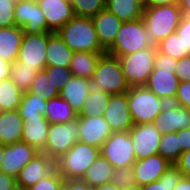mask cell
Returning <instances> with one entry per match:
<instances>
[{
    "label": "cell",
    "instance_id": "cell-53",
    "mask_svg": "<svg viewBox=\"0 0 190 190\" xmlns=\"http://www.w3.org/2000/svg\"><path fill=\"white\" fill-rule=\"evenodd\" d=\"M179 0H147L146 7L165 6L170 4H178Z\"/></svg>",
    "mask_w": 190,
    "mask_h": 190
},
{
    "label": "cell",
    "instance_id": "cell-3",
    "mask_svg": "<svg viewBox=\"0 0 190 190\" xmlns=\"http://www.w3.org/2000/svg\"><path fill=\"white\" fill-rule=\"evenodd\" d=\"M91 83L94 88L111 95L126 93L128 85L118 57L105 53L99 59Z\"/></svg>",
    "mask_w": 190,
    "mask_h": 190
},
{
    "label": "cell",
    "instance_id": "cell-54",
    "mask_svg": "<svg viewBox=\"0 0 190 190\" xmlns=\"http://www.w3.org/2000/svg\"><path fill=\"white\" fill-rule=\"evenodd\" d=\"M178 6L182 12V15L190 19V0H179Z\"/></svg>",
    "mask_w": 190,
    "mask_h": 190
},
{
    "label": "cell",
    "instance_id": "cell-21",
    "mask_svg": "<svg viewBox=\"0 0 190 190\" xmlns=\"http://www.w3.org/2000/svg\"><path fill=\"white\" fill-rule=\"evenodd\" d=\"M101 46L107 50L120 30L122 21L106 9L91 17Z\"/></svg>",
    "mask_w": 190,
    "mask_h": 190
},
{
    "label": "cell",
    "instance_id": "cell-36",
    "mask_svg": "<svg viewBox=\"0 0 190 190\" xmlns=\"http://www.w3.org/2000/svg\"><path fill=\"white\" fill-rule=\"evenodd\" d=\"M158 154L171 164H176L182 154L176 132L168 133L161 137Z\"/></svg>",
    "mask_w": 190,
    "mask_h": 190
},
{
    "label": "cell",
    "instance_id": "cell-32",
    "mask_svg": "<svg viewBox=\"0 0 190 190\" xmlns=\"http://www.w3.org/2000/svg\"><path fill=\"white\" fill-rule=\"evenodd\" d=\"M47 100L30 94L28 91L21 96L18 112L23 120L33 117H45Z\"/></svg>",
    "mask_w": 190,
    "mask_h": 190
},
{
    "label": "cell",
    "instance_id": "cell-31",
    "mask_svg": "<svg viewBox=\"0 0 190 190\" xmlns=\"http://www.w3.org/2000/svg\"><path fill=\"white\" fill-rule=\"evenodd\" d=\"M110 98L111 94L93 87L84 101L83 108L78 114V117L103 116Z\"/></svg>",
    "mask_w": 190,
    "mask_h": 190
},
{
    "label": "cell",
    "instance_id": "cell-52",
    "mask_svg": "<svg viewBox=\"0 0 190 190\" xmlns=\"http://www.w3.org/2000/svg\"><path fill=\"white\" fill-rule=\"evenodd\" d=\"M12 63L5 61L0 57V81L10 77V68Z\"/></svg>",
    "mask_w": 190,
    "mask_h": 190
},
{
    "label": "cell",
    "instance_id": "cell-5",
    "mask_svg": "<svg viewBox=\"0 0 190 190\" xmlns=\"http://www.w3.org/2000/svg\"><path fill=\"white\" fill-rule=\"evenodd\" d=\"M128 107L135 124L153 123L166 105L145 86L130 87L127 91Z\"/></svg>",
    "mask_w": 190,
    "mask_h": 190
},
{
    "label": "cell",
    "instance_id": "cell-34",
    "mask_svg": "<svg viewBox=\"0 0 190 190\" xmlns=\"http://www.w3.org/2000/svg\"><path fill=\"white\" fill-rule=\"evenodd\" d=\"M38 69H33L29 66H24L17 60L12 63L10 68V79L16 86L20 88L22 92H26L30 89L31 84L38 73Z\"/></svg>",
    "mask_w": 190,
    "mask_h": 190
},
{
    "label": "cell",
    "instance_id": "cell-22",
    "mask_svg": "<svg viewBox=\"0 0 190 190\" xmlns=\"http://www.w3.org/2000/svg\"><path fill=\"white\" fill-rule=\"evenodd\" d=\"M23 124L21 141L42 153L46 146L49 122L45 117H33L23 120Z\"/></svg>",
    "mask_w": 190,
    "mask_h": 190
},
{
    "label": "cell",
    "instance_id": "cell-45",
    "mask_svg": "<svg viewBox=\"0 0 190 190\" xmlns=\"http://www.w3.org/2000/svg\"><path fill=\"white\" fill-rule=\"evenodd\" d=\"M173 103L190 110V82L179 83Z\"/></svg>",
    "mask_w": 190,
    "mask_h": 190
},
{
    "label": "cell",
    "instance_id": "cell-42",
    "mask_svg": "<svg viewBox=\"0 0 190 190\" xmlns=\"http://www.w3.org/2000/svg\"><path fill=\"white\" fill-rule=\"evenodd\" d=\"M110 183L116 185L120 189L133 185L135 181L132 166L114 168Z\"/></svg>",
    "mask_w": 190,
    "mask_h": 190
},
{
    "label": "cell",
    "instance_id": "cell-28",
    "mask_svg": "<svg viewBox=\"0 0 190 190\" xmlns=\"http://www.w3.org/2000/svg\"><path fill=\"white\" fill-rule=\"evenodd\" d=\"M113 170L112 164L100 154L80 180L95 188L110 183Z\"/></svg>",
    "mask_w": 190,
    "mask_h": 190
},
{
    "label": "cell",
    "instance_id": "cell-43",
    "mask_svg": "<svg viewBox=\"0 0 190 190\" xmlns=\"http://www.w3.org/2000/svg\"><path fill=\"white\" fill-rule=\"evenodd\" d=\"M15 4L16 0H0V28L16 25Z\"/></svg>",
    "mask_w": 190,
    "mask_h": 190
},
{
    "label": "cell",
    "instance_id": "cell-18",
    "mask_svg": "<svg viewBox=\"0 0 190 190\" xmlns=\"http://www.w3.org/2000/svg\"><path fill=\"white\" fill-rule=\"evenodd\" d=\"M179 79L171 70H158L154 68L144 85L157 97L166 103H172L179 87Z\"/></svg>",
    "mask_w": 190,
    "mask_h": 190
},
{
    "label": "cell",
    "instance_id": "cell-12",
    "mask_svg": "<svg viewBox=\"0 0 190 190\" xmlns=\"http://www.w3.org/2000/svg\"><path fill=\"white\" fill-rule=\"evenodd\" d=\"M129 134L133 140L136 160L158 154L162 135L153 123L135 124Z\"/></svg>",
    "mask_w": 190,
    "mask_h": 190
},
{
    "label": "cell",
    "instance_id": "cell-55",
    "mask_svg": "<svg viewBox=\"0 0 190 190\" xmlns=\"http://www.w3.org/2000/svg\"><path fill=\"white\" fill-rule=\"evenodd\" d=\"M174 190H190V178L182 177Z\"/></svg>",
    "mask_w": 190,
    "mask_h": 190
},
{
    "label": "cell",
    "instance_id": "cell-8",
    "mask_svg": "<svg viewBox=\"0 0 190 190\" xmlns=\"http://www.w3.org/2000/svg\"><path fill=\"white\" fill-rule=\"evenodd\" d=\"M100 154L114 168L133 166L136 161V154L129 131L113 132L102 144Z\"/></svg>",
    "mask_w": 190,
    "mask_h": 190
},
{
    "label": "cell",
    "instance_id": "cell-26",
    "mask_svg": "<svg viewBox=\"0 0 190 190\" xmlns=\"http://www.w3.org/2000/svg\"><path fill=\"white\" fill-rule=\"evenodd\" d=\"M23 37V29L16 25L0 28V57L14 63L18 59Z\"/></svg>",
    "mask_w": 190,
    "mask_h": 190
},
{
    "label": "cell",
    "instance_id": "cell-23",
    "mask_svg": "<svg viewBox=\"0 0 190 190\" xmlns=\"http://www.w3.org/2000/svg\"><path fill=\"white\" fill-rule=\"evenodd\" d=\"M93 85L91 80L81 77H71L70 81L63 87L60 96L66 100L71 108L80 113L83 108L84 101L92 90Z\"/></svg>",
    "mask_w": 190,
    "mask_h": 190
},
{
    "label": "cell",
    "instance_id": "cell-39",
    "mask_svg": "<svg viewBox=\"0 0 190 190\" xmlns=\"http://www.w3.org/2000/svg\"><path fill=\"white\" fill-rule=\"evenodd\" d=\"M76 16L93 17L105 10L106 0H70Z\"/></svg>",
    "mask_w": 190,
    "mask_h": 190
},
{
    "label": "cell",
    "instance_id": "cell-47",
    "mask_svg": "<svg viewBox=\"0 0 190 190\" xmlns=\"http://www.w3.org/2000/svg\"><path fill=\"white\" fill-rule=\"evenodd\" d=\"M177 35L182 39L185 49L190 53V19L182 16L178 28Z\"/></svg>",
    "mask_w": 190,
    "mask_h": 190
},
{
    "label": "cell",
    "instance_id": "cell-41",
    "mask_svg": "<svg viewBox=\"0 0 190 190\" xmlns=\"http://www.w3.org/2000/svg\"><path fill=\"white\" fill-rule=\"evenodd\" d=\"M64 178L55 168L49 175L30 186V190H61Z\"/></svg>",
    "mask_w": 190,
    "mask_h": 190
},
{
    "label": "cell",
    "instance_id": "cell-11",
    "mask_svg": "<svg viewBox=\"0 0 190 190\" xmlns=\"http://www.w3.org/2000/svg\"><path fill=\"white\" fill-rule=\"evenodd\" d=\"M47 43L48 32L40 35L24 33L17 61L33 69H45Z\"/></svg>",
    "mask_w": 190,
    "mask_h": 190
},
{
    "label": "cell",
    "instance_id": "cell-60",
    "mask_svg": "<svg viewBox=\"0 0 190 190\" xmlns=\"http://www.w3.org/2000/svg\"><path fill=\"white\" fill-rule=\"evenodd\" d=\"M3 156H4V145L0 144V164L2 163Z\"/></svg>",
    "mask_w": 190,
    "mask_h": 190
},
{
    "label": "cell",
    "instance_id": "cell-9",
    "mask_svg": "<svg viewBox=\"0 0 190 190\" xmlns=\"http://www.w3.org/2000/svg\"><path fill=\"white\" fill-rule=\"evenodd\" d=\"M79 120L63 124H50L44 153L54 161L79 142Z\"/></svg>",
    "mask_w": 190,
    "mask_h": 190
},
{
    "label": "cell",
    "instance_id": "cell-16",
    "mask_svg": "<svg viewBox=\"0 0 190 190\" xmlns=\"http://www.w3.org/2000/svg\"><path fill=\"white\" fill-rule=\"evenodd\" d=\"M77 119L79 120V142L101 148L113 133L103 116L77 117Z\"/></svg>",
    "mask_w": 190,
    "mask_h": 190
},
{
    "label": "cell",
    "instance_id": "cell-38",
    "mask_svg": "<svg viewBox=\"0 0 190 190\" xmlns=\"http://www.w3.org/2000/svg\"><path fill=\"white\" fill-rule=\"evenodd\" d=\"M157 51L178 60L190 55L189 51L185 49L184 43L177 33H173L160 41Z\"/></svg>",
    "mask_w": 190,
    "mask_h": 190
},
{
    "label": "cell",
    "instance_id": "cell-40",
    "mask_svg": "<svg viewBox=\"0 0 190 190\" xmlns=\"http://www.w3.org/2000/svg\"><path fill=\"white\" fill-rule=\"evenodd\" d=\"M44 70L47 72L53 86L56 87L59 92L63 90V87L70 81L71 77H73L70 69L66 67H46Z\"/></svg>",
    "mask_w": 190,
    "mask_h": 190
},
{
    "label": "cell",
    "instance_id": "cell-2",
    "mask_svg": "<svg viewBox=\"0 0 190 190\" xmlns=\"http://www.w3.org/2000/svg\"><path fill=\"white\" fill-rule=\"evenodd\" d=\"M57 34L73 52H106L91 17L75 15Z\"/></svg>",
    "mask_w": 190,
    "mask_h": 190
},
{
    "label": "cell",
    "instance_id": "cell-29",
    "mask_svg": "<svg viewBox=\"0 0 190 190\" xmlns=\"http://www.w3.org/2000/svg\"><path fill=\"white\" fill-rule=\"evenodd\" d=\"M76 113L60 95L47 101L45 118L49 124H63L76 120Z\"/></svg>",
    "mask_w": 190,
    "mask_h": 190
},
{
    "label": "cell",
    "instance_id": "cell-13",
    "mask_svg": "<svg viewBox=\"0 0 190 190\" xmlns=\"http://www.w3.org/2000/svg\"><path fill=\"white\" fill-rule=\"evenodd\" d=\"M40 152L25 142L4 145V156L0 172L17 177L20 170Z\"/></svg>",
    "mask_w": 190,
    "mask_h": 190
},
{
    "label": "cell",
    "instance_id": "cell-24",
    "mask_svg": "<svg viewBox=\"0 0 190 190\" xmlns=\"http://www.w3.org/2000/svg\"><path fill=\"white\" fill-rule=\"evenodd\" d=\"M23 128L18 110L0 111V144L7 146L20 142Z\"/></svg>",
    "mask_w": 190,
    "mask_h": 190
},
{
    "label": "cell",
    "instance_id": "cell-1",
    "mask_svg": "<svg viewBox=\"0 0 190 190\" xmlns=\"http://www.w3.org/2000/svg\"><path fill=\"white\" fill-rule=\"evenodd\" d=\"M182 16L178 4L146 7L142 18L147 46L157 50L160 41L176 33Z\"/></svg>",
    "mask_w": 190,
    "mask_h": 190
},
{
    "label": "cell",
    "instance_id": "cell-57",
    "mask_svg": "<svg viewBox=\"0 0 190 190\" xmlns=\"http://www.w3.org/2000/svg\"><path fill=\"white\" fill-rule=\"evenodd\" d=\"M121 190H143V186H141L137 183H134L133 185H130L128 187H124Z\"/></svg>",
    "mask_w": 190,
    "mask_h": 190
},
{
    "label": "cell",
    "instance_id": "cell-20",
    "mask_svg": "<svg viewBox=\"0 0 190 190\" xmlns=\"http://www.w3.org/2000/svg\"><path fill=\"white\" fill-rule=\"evenodd\" d=\"M55 168V161L52 158L39 153L20 170L16 183L30 187L49 175Z\"/></svg>",
    "mask_w": 190,
    "mask_h": 190
},
{
    "label": "cell",
    "instance_id": "cell-15",
    "mask_svg": "<svg viewBox=\"0 0 190 190\" xmlns=\"http://www.w3.org/2000/svg\"><path fill=\"white\" fill-rule=\"evenodd\" d=\"M189 122L190 110L172 102L166 103L153 124L163 136L188 128Z\"/></svg>",
    "mask_w": 190,
    "mask_h": 190
},
{
    "label": "cell",
    "instance_id": "cell-51",
    "mask_svg": "<svg viewBox=\"0 0 190 190\" xmlns=\"http://www.w3.org/2000/svg\"><path fill=\"white\" fill-rule=\"evenodd\" d=\"M16 184V178L0 172V190H11Z\"/></svg>",
    "mask_w": 190,
    "mask_h": 190
},
{
    "label": "cell",
    "instance_id": "cell-27",
    "mask_svg": "<svg viewBox=\"0 0 190 190\" xmlns=\"http://www.w3.org/2000/svg\"><path fill=\"white\" fill-rule=\"evenodd\" d=\"M106 52H74L69 69L75 77L91 80L97 63Z\"/></svg>",
    "mask_w": 190,
    "mask_h": 190
},
{
    "label": "cell",
    "instance_id": "cell-44",
    "mask_svg": "<svg viewBox=\"0 0 190 190\" xmlns=\"http://www.w3.org/2000/svg\"><path fill=\"white\" fill-rule=\"evenodd\" d=\"M177 63L178 59H174L173 57L156 50L154 68L158 70H171V73H174Z\"/></svg>",
    "mask_w": 190,
    "mask_h": 190
},
{
    "label": "cell",
    "instance_id": "cell-7",
    "mask_svg": "<svg viewBox=\"0 0 190 190\" xmlns=\"http://www.w3.org/2000/svg\"><path fill=\"white\" fill-rule=\"evenodd\" d=\"M156 49L145 48L137 52L118 57L125 79L130 87L144 86L154 69Z\"/></svg>",
    "mask_w": 190,
    "mask_h": 190
},
{
    "label": "cell",
    "instance_id": "cell-10",
    "mask_svg": "<svg viewBox=\"0 0 190 190\" xmlns=\"http://www.w3.org/2000/svg\"><path fill=\"white\" fill-rule=\"evenodd\" d=\"M15 22L16 26L23 29L24 33L31 35L51 32L36 0H16Z\"/></svg>",
    "mask_w": 190,
    "mask_h": 190
},
{
    "label": "cell",
    "instance_id": "cell-19",
    "mask_svg": "<svg viewBox=\"0 0 190 190\" xmlns=\"http://www.w3.org/2000/svg\"><path fill=\"white\" fill-rule=\"evenodd\" d=\"M171 165L168 160L159 154L136 160L132 166L134 181L141 186L157 181Z\"/></svg>",
    "mask_w": 190,
    "mask_h": 190
},
{
    "label": "cell",
    "instance_id": "cell-48",
    "mask_svg": "<svg viewBox=\"0 0 190 190\" xmlns=\"http://www.w3.org/2000/svg\"><path fill=\"white\" fill-rule=\"evenodd\" d=\"M183 174V177L190 178V150L182 152L179 161L175 164Z\"/></svg>",
    "mask_w": 190,
    "mask_h": 190
},
{
    "label": "cell",
    "instance_id": "cell-50",
    "mask_svg": "<svg viewBox=\"0 0 190 190\" xmlns=\"http://www.w3.org/2000/svg\"><path fill=\"white\" fill-rule=\"evenodd\" d=\"M182 152L190 150V129H182L176 132Z\"/></svg>",
    "mask_w": 190,
    "mask_h": 190
},
{
    "label": "cell",
    "instance_id": "cell-17",
    "mask_svg": "<svg viewBox=\"0 0 190 190\" xmlns=\"http://www.w3.org/2000/svg\"><path fill=\"white\" fill-rule=\"evenodd\" d=\"M44 14L48 29L58 32L74 16L70 0H36Z\"/></svg>",
    "mask_w": 190,
    "mask_h": 190
},
{
    "label": "cell",
    "instance_id": "cell-6",
    "mask_svg": "<svg viewBox=\"0 0 190 190\" xmlns=\"http://www.w3.org/2000/svg\"><path fill=\"white\" fill-rule=\"evenodd\" d=\"M145 34V24L142 17L134 21L123 22L114 43L106 50V53L120 57L149 48Z\"/></svg>",
    "mask_w": 190,
    "mask_h": 190
},
{
    "label": "cell",
    "instance_id": "cell-49",
    "mask_svg": "<svg viewBox=\"0 0 190 190\" xmlns=\"http://www.w3.org/2000/svg\"><path fill=\"white\" fill-rule=\"evenodd\" d=\"M61 190H92V187H90L88 184L81 181L80 179H75V180L64 179Z\"/></svg>",
    "mask_w": 190,
    "mask_h": 190
},
{
    "label": "cell",
    "instance_id": "cell-56",
    "mask_svg": "<svg viewBox=\"0 0 190 190\" xmlns=\"http://www.w3.org/2000/svg\"><path fill=\"white\" fill-rule=\"evenodd\" d=\"M92 190H121L120 188H118L116 185L111 184V183H107V184H103L101 186L92 188Z\"/></svg>",
    "mask_w": 190,
    "mask_h": 190
},
{
    "label": "cell",
    "instance_id": "cell-14",
    "mask_svg": "<svg viewBox=\"0 0 190 190\" xmlns=\"http://www.w3.org/2000/svg\"><path fill=\"white\" fill-rule=\"evenodd\" d=\"M103 117L112 132L129 131L134 126L128 107L127 92L111 95Z\"/></svg>",
    "mask_w": 190,
    "mask_h": 190
},
{
    "label": "cell",
    "instance_id": "cell-59",
    "mask_svg": "<svg viewBox=\"0 0 190 190\" xmlns=\"http://www.w3.org/2000/svg\"><path fill=\"white\" fill-rule=\"evenodd\" d=\"M136 3H138L143 9L146 8V1L147 0H134Z\"/></svg>",
    "mask_w": 190,
    "mask_h": 190
},
{
    "label": "cell",
    "instance_id": "cell-46",
    "mask_svg": "<svg viewBox=\"0 0 190 190\" xmlns=\"http://www.w3.org/2000/svg\"><path fill=\"white\" fill-rule=\"evenodd\" d=\"M174 73L180 82H190V55L178 60Z\"/></svg>",
    "mask_w": 190,
    "mask_h": 190
},
{
    "label": "cell",
    "instance_id": "cell-33",
    "mask_svg": "<svg viewBox=\"0 0 190 190\" xmlns=\"http://www.w3.org/2000/svg\"><path fill=\"white\" fill-rule=\"evenodd\" d=\"M23 93L10 78L0 81V111L18 110Z\"/></svg>",
    "mask_w": 190,
    "mask_h": 190
},
{
    "label": "cell",
    "instance_id": "cell-30",
    "mask_svg": "<svg viewBox=\"0 0 190 190\" xmlns=\"http://www.w3.org/2000/svg\"><path fill=\"white\" fill-rule=\"evenodd\" d=\"M105 9L114 14L122 22L134 21L141 18L144 10L134 0H106Z\"/></svg>",
    "mask_w": 190,
    "mask_h": 190
},
{
    "label": "cell",
    "instance_id": "cell-37",
    "mask_svg": "<svg viewBox=\"0 0 190 190\" xmlns=\"http://www.w3.org/2000/svg\"><path fill=\"white\" fill-rule=\"evenodd\" d=\"M182 177L180 169L172 164L157 181L143 185V190H174Z\"/></svg>",
    "mask_w": 190,
    "mask_h": 190
},
{
    "label": "cell",
    "instance_id": "cell-35",
    "mask_svg": "<svg viewBox=\"0 0 190 190\" xmlns=\"http://www.w3.org/2000/svg\"><path fill=\"white\" fill-rule=\"evenodd\" d=\"M28 92L47 101L60 95V92L53 86L44 69L38 71Z\"/></svg>",
    "mask_w": 190,
    "mask_h": 190
},
{
    "label": "cell",
    "instance_id": "cell-4",
    "mask_svg": "<svg viewBox=\"0 0 190 190\" xmlns=\"http://www.w3.org/2000/svg\"><path fill=\"white\" fill-rule=\"evenodd\" d=\"M99 156L100 148L77 142L55 161L56 169L65 180L81 179Z\"/></svg>",
    "mask_w": 190,
    "mask_h": 190
},
{
    "label": "cell",
    "instance_id": "cell-25",
    "mask_svg": "<svg viewBox=\"0 0 190 190\" xmlns=\"http://www.w3.org/2000/svg\"><path fill=\"white\" fill-rule=\"evenodd\" d=\"M74 52L66 46L56 33L48 32L46 67L69 68Z\"/></svg>",
    "mask_w": 190,
    "mask_h": 190
},
{
    "label": "cell",
    "instance_id": "cell-58",
    "mask_svg": "<svg viewBox=\"0 0 190 190\" xmlns=\"http://www.w3.org/2000/svg\"><path fill=\"white\" fill-rule=\"evenodd\" d=\"M11 190H30V187L16 183Z\"/></svg>",
    "mask_w": 190,
    "mask_h": 190
}]
</instances>
